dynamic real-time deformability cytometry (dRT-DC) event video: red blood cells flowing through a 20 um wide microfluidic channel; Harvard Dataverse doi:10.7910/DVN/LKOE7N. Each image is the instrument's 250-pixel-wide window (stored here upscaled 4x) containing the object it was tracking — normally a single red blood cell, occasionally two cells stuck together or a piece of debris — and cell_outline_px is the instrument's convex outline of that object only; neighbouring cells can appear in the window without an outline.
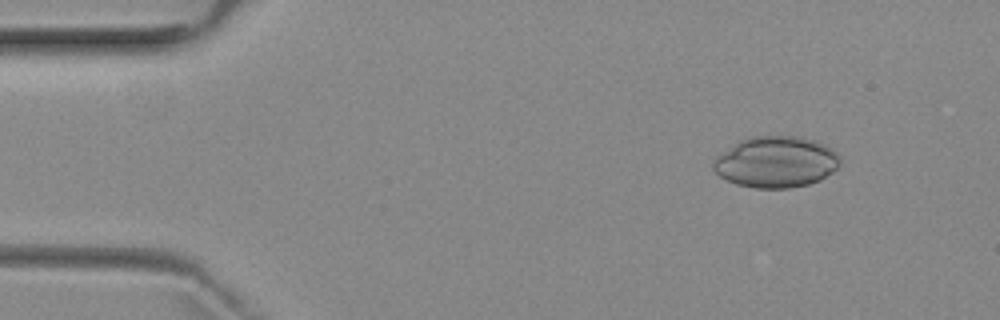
{"species": "common noctule bat (a hibernating species)", "species_latin": "Nyctalus noctula", "temperature_condition": "room temperature", "stored_images_in_passage": 4, "camera_frame_rate_fps": 3000, "um_per_image_px": 0.085, "animal": {"sex": "female", "body_mass_g": 29.2, "forearm_length_mm": 56.3}, "frame": {"image": 1, "passage_image": 2, "time_ms": 1.333, "image_size_px": [1000, 320], "cell_outline_px": [[840, 164], [832, 172], [820, 180], [808, 184], [788, 188], [756, 188], [736, 184], [720, 176], [712, 168], [712, 160], [716, 156], [740, 140], [752, 136], [804, 136], [816, 140], [824, 144], [836, 152], [840, 156]], "centroid_in_image_um": [65.96, 13.76], "position_along_channel_um": 19.0, "area_um2": 37.97}}